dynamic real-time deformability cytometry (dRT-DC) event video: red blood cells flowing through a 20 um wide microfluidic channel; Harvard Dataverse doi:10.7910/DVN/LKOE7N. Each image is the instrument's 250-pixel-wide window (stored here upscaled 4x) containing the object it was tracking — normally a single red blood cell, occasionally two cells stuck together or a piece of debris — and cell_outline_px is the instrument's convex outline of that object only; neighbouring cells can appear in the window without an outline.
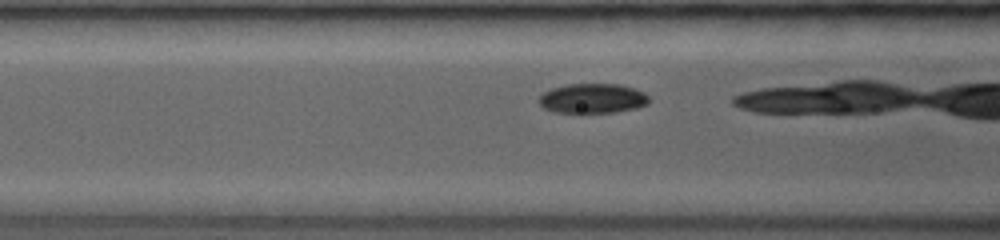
{"species": "common noctule bat (a hibernating species)", "species_latin": "Nyctalus noctula", "temperature_condition": "room temperature", "stored_images_in_passage": 30, "camera_frame_rate_fps": 3500, "um_per_image_px": 0.085, "animal": {"sex": "female", "body_mass_g": 19.0, "forearm_length_mm": 53.3}, "frame": {"image": 1, "passage_image": 18, "time_ms": 3.143, "image_size_px": [1000, 240], "cell_outline_px": [[648, 104], [636, 108], [612, 112], [556, 112], [544, 108], [540, 104], [540, 96], [544, 92], [552, 88], [568, 84], [620, 84], [632, 88], [648, 96]], "centroid_in_image_um": [50.35, 8.36], "position_along_channel_um": 116.2, "area_um2": 18.67}}
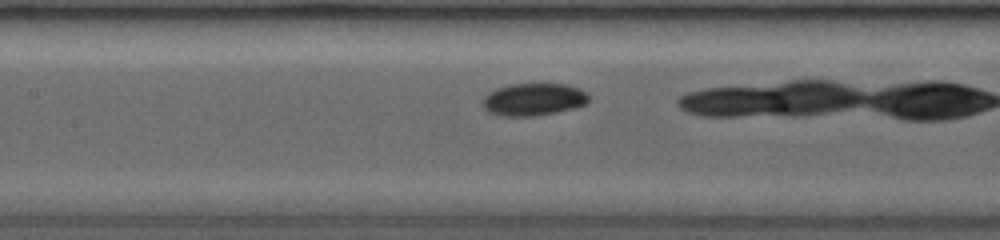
{"frame": {"image": 2, "passage_image": 26, "time_ms": 4.286, "image_size_px": [1000, 240], "cell_outline_px": [[588, 100], [584, 104], [552, 112], [532, 116], [504, 116], [492, 112], [484, 104], [484, 96], [496, 88], [512, 84], [568, 84], [584, 92], [588, 96]], "centroid_in_image_um": [45.33, 8.43], "position_along_channel_um": 162.1, "area_um2": 19.19}}